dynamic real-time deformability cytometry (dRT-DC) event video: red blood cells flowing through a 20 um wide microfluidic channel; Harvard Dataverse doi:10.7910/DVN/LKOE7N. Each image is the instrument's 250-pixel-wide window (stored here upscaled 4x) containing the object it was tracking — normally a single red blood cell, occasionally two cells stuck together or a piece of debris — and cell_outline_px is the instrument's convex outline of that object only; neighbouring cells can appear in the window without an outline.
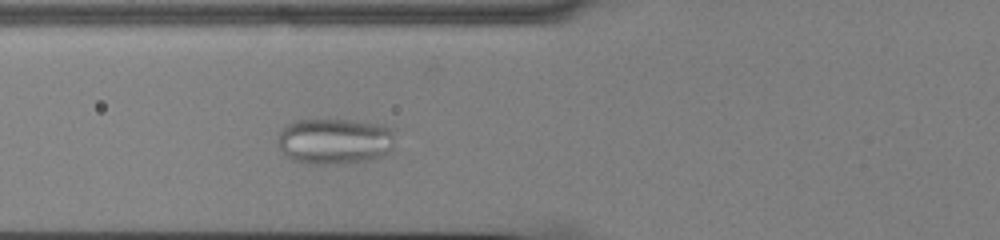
{"species": "common noctule bat (a hibernating species)", "species_latin": "Nyctalus noctula", "temperature_condition": "cold", "stored_images_in_passage": 37, "camera_frame_rate_fps": 3000, "um_per_image_px": 0.085, "animal": {"sex": "male", "body_mass_g": 13.0, "forearm_length_mm": 53.1}, "frame": {"image": 1, "passage_image": 3, "time_ms": 0.667, "image_size_px": [1000, 240], "cell_outline_px": [[392, 148], [388, 152], [372, 160], [344, 164], [308, 164], [292, 160], [280, 148], [280, 132], [288, 124], [296, 120], [348, 120], [384, 124], [392, 128]], "centroid_in_image_um": [28.48, 12.01], "position_along_channel_um": 97.3, "area_um2": 31.33}}
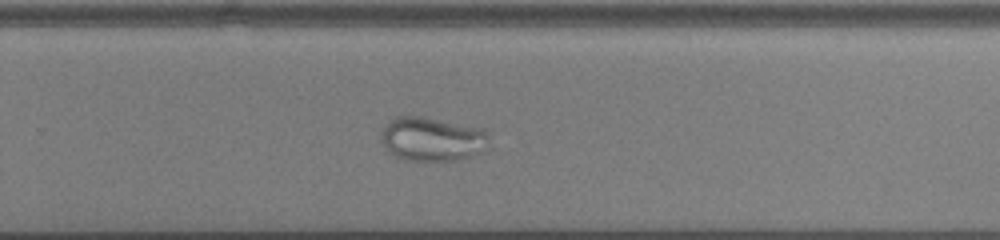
{"frame": {"image": 2, "passage_image": 19, "time_ms": 6.0, "image_size_px": [1000, 240], "cell_outline_px": [[488, 148], [472, 156], [456, 160], [408, 160], [396, 156], [380, 140], [380, 136], [388, 120], [396, 116], [424, 116], [484, 128], [488, 136]], "centroid_in_image_um": [36.76, 11.79], "position_along_channel_um": 293.0, "area_um2": 27.74}}
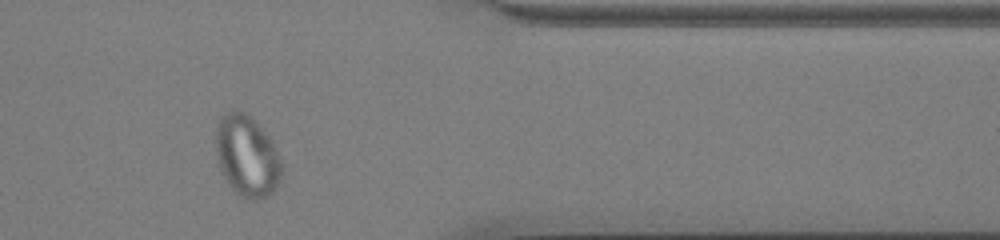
{"frame": {"image": 3, "passage_image": 28, "time_ms": 9.0, "image_size_px": [1000, 240], "cell_outline_px": [[280, 176], [272, 192], [256, 200], [252, 200], [240, 196], [228, 184], [220, 168], [216, 156], [216, 128], [220, 116], [232, 108], [244, 112], [256, 120], [272, 140], [276, 148], [280, 160]], "centroid_in_image_um": [20.96, 13.2], "position_along_channel_um": 390.4, "area_um2": 31.1}}